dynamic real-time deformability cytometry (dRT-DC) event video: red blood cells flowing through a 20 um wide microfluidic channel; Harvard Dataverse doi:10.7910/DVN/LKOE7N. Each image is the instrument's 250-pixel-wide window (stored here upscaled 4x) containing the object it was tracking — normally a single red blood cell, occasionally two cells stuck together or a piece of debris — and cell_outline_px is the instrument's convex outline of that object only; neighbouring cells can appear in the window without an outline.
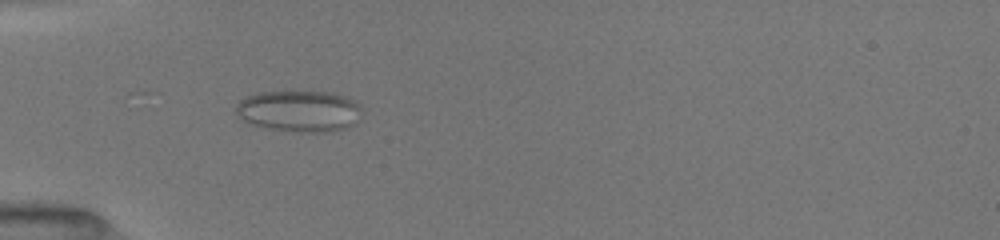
{"species": "common noctule bat (a hibernating species)", "species_latin": "Nyctalus noctula", "temperature_condition": "room temperature", "stored_images_in_passage": 9, "camera_frame_rate_fps": 3000, "um_per_image_px": 0.085, "animal": {"sex": "female", "body_mass_g": 19.5, "forearm_length_mm": 54.1}, "frame": {"image": 1, "passage_image": 2, "time_ms": 1.0, "image_size_px": [1000, 240], "cell_outline_px": [[360, 108], [352, 124], [344, 128], [324, 132], [308, 132], [276, 128], [256, 124], [244, 120], [236, 112], [236, 108], [240, 100], [248, 96], [260, 92], [312, 88], [332, 92], [356, 100]], "centroid_in_image_um": [25.45, 9.35], "position_along_channel_um": 59.6, "area_um2": 30.29}}
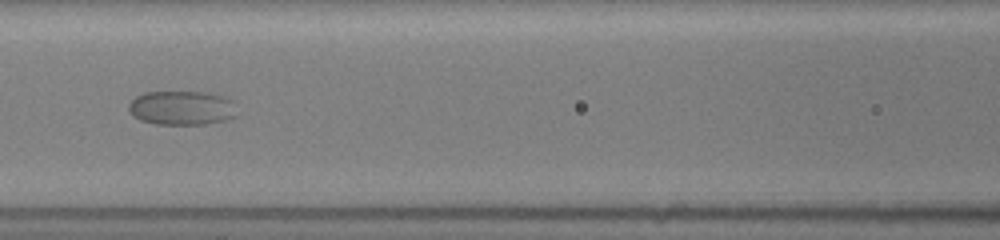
{"frame": {"image": 2, "passage_image": 6, "time_ms": 3.667, "image_size_px": [1000, 240], "cell_outline_px": [[236, 116], [224, 120], [208, 124], [156, 124], [140, 120], [132, 116], [128, 108], [128, 104], [136, 96], [144, 92], [204, 92], [220, 96], [232, 100]], "centroid_in_image_um": [15.4, 9.18], "position_along_channel_um": 151.2, "area_um2": 21.5}}
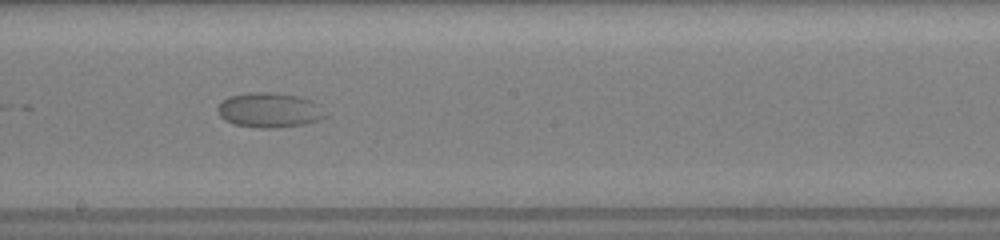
{"frame": {"image": 3, "passage_image": 8, "time_ms": 5.667, "image_size_px": [1000, 240], "cell_outline_px": [[328, 116], [304, 124], [272, 128], [260, 128], [232, 124], [224, 120], [220, 116], [216, 108], [228, 96], [252, 92], [268, 92], [296, 96], [308, 100]], "centroid_in_image_um": [22.8, 9.37], "position_along_channel_um": 225.4, "area_um2": 21.33}}